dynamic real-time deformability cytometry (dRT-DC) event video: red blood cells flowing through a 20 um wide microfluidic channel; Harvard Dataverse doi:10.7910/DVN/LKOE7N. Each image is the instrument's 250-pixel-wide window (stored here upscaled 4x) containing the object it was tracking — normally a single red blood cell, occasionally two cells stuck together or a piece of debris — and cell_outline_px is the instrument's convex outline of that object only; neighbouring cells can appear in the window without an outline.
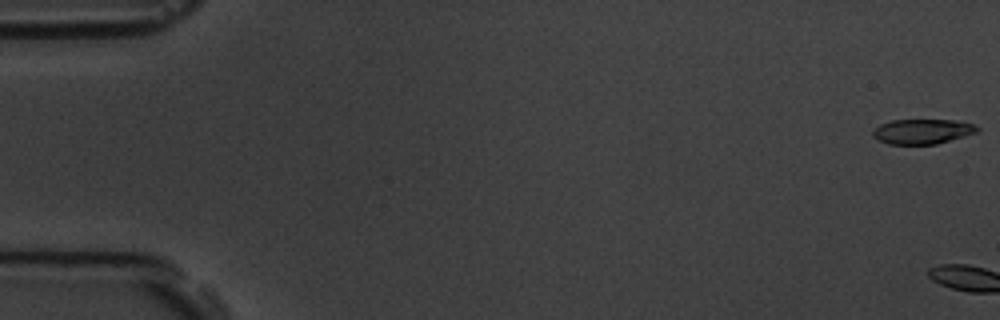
{"species": "common noctule bat (a hibernating species)", "species_latin": "Nyctalus noctula", "temperature_condition": "room temperature", "stored_images_in_passage": 6, "camera_frame_rate_fps": 3000, "um_per_image_px": 0.085, "animal": {"sex": "male", "body_mass_g": 19.5, "forearm_length_mm": 54.6}, "frame": {"image": 1, "passage_image": 1, "time_ms": 0.0, "image_size_px": [1000, 320], "cell_outline_px": [[980, 128], [976, 132], [936, 144], [888, 144], [872, 136], [872, 132], [880, 124], [892, 120], [952, 120], [972, 124]], "centroid_in_image_um": [78.36, 11.17], "position_along_channel_um": 6.6, "area_um2": 14.85}}
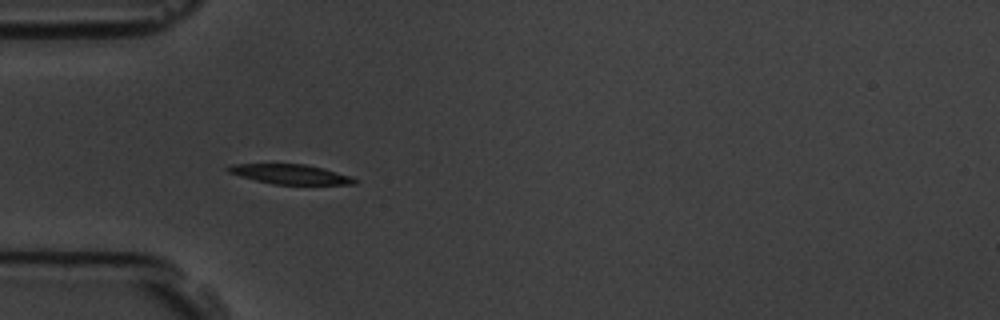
{"frame": {"image": 2, "passage_image": 5, "time_ms": 6.333, "image_size_px": [1000, 320], "cell_outline_px": [[356, 184], [272, 184], [240, 176], [228, 172], [224, 168], [228, 164], [308, 164], [324, 168], [348, 176], [356, 180]], "centroid_in_image_um": [24.6, 14.79], "position_along_channel_um": 60.4, "area_um2": 14.39}}
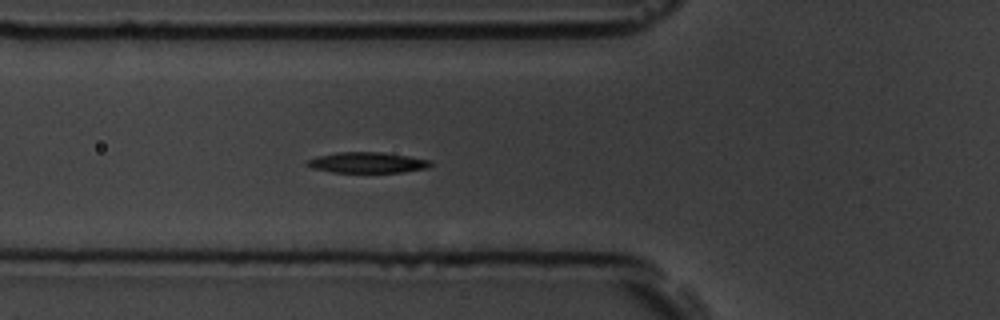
{"frame": {"image": 3, "passage_image": 6, "time_ms": 7.333, "image_size_px": [1000, 320], "cell_outline_px": [[432, 164], [428, 168], [400, 172], [332, 172], [312, 168], [304, 164], [304, 160], [316, 156], [340, 152], [384, 152], [432, 160]], "centroid_in_image_um": [31.18, 13.81], "position_along_channel_um": 94.6, "area_um2": 15.03}}